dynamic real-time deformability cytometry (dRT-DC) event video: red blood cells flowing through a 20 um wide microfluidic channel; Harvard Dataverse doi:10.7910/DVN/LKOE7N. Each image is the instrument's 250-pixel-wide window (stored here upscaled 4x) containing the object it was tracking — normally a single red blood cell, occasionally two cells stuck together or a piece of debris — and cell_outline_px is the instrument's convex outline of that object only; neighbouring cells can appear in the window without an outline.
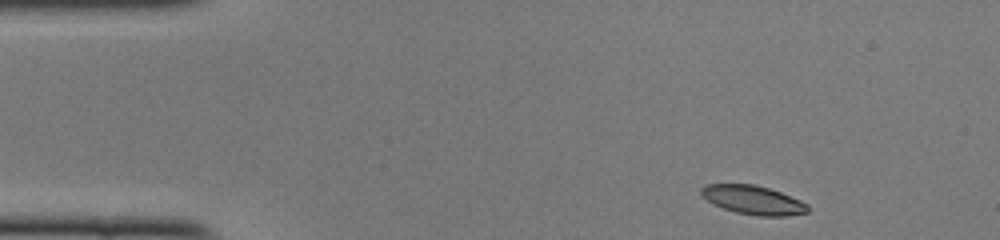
{"species": "common noctule bat (a hibernating species)", "species_latin": "Nyctalus noctula", "temperature_condition": "cold", "stored_images_in_passage": 44, "camera_frame_rate_fps": 3000, "um_per_image_px": 0.085, "animal": {"sex": "female", "body_mass_g": 22.0, "forearm_length_mm": 56.7}, "frame": {"image": 1, "passage_image": 1, "time_ms": 0.0, "image_size_px": [1000, 240], "cell_outline_px": [[808, 212], [788, 216], [760, 216], [736, 212], [712, 204], [700, 192], [700, 188], [704, 184], [752, 184], [768, 188], [780, 192], [800, 200], [808, 204]], "centroid_in_image_um": [64.01, 17.0], "position_along_channel_um": 21.0, "area_um2": 17.8}}
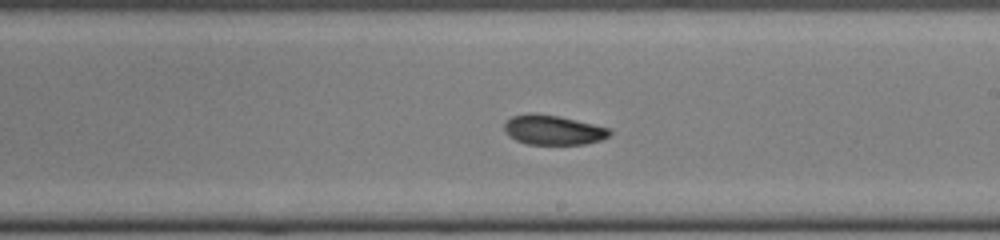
{"frame": {"image": 2, "passage_image": 23, "time_ms": 7.333, "image_size_px": [1000, 240], "cell_outline_px": [[612, 132], [608, 136], [600, 140], [584, 144], [528, 144], [516, 140], [508, 136], [504, 132], [504, 124], [512, 116], [532, 112], [560, 116], [608, 128]], "centroid_in_image_um": [46.97, 11.04], "position_along_channel_um": 242.0, "area_um2": 18.15}}
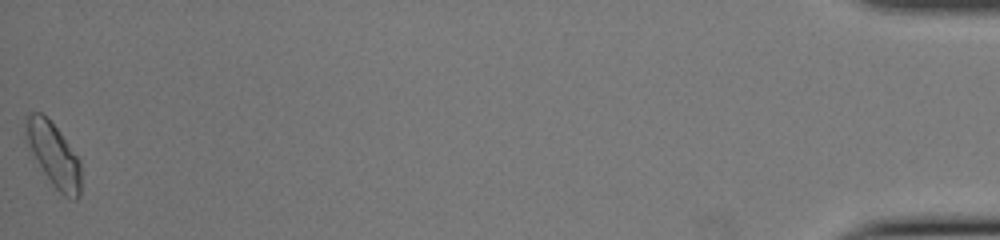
{"frame": {"image": 3, "passage_image": 44, "time_ms": 14.333, "image_size_px": [1000, 240], "cell_outline_px": [[80, 196], [76, 200], [72, 200], [64, 196], [56, 188], [44, 172], [24, 136], [24, 116], [28, 112], [40, 112], [60, 132], [80, 160]], "centroid_in_image_um": [4.55, 13.13], "position_along_channel_um": 430.6, "area_um2": 20.17}, "authors_computed_cell_mechanics": {"area_um2": 18.5538, "velocity_mm_per_s": 4.081, "shape_relaxation_time_tau1_ms": 5.7366, "shape_relaxation_time_tau2_ms": 6.4431, "deformation_change_tau1": 0.107, "deformation_change_tau2": 0.1072}}